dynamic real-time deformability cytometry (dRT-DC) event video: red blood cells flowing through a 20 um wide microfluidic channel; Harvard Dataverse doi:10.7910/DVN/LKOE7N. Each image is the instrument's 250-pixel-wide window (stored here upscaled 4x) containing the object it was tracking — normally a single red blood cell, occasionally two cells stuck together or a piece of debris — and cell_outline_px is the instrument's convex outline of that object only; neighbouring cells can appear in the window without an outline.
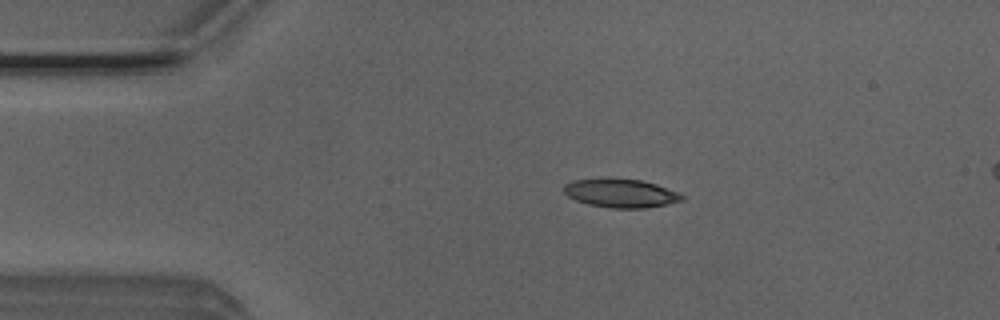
{"species": "Egyptian fruit bat (a non-hibernating species)", "species_latin": "Rousettus aegyptiacus", "temperature_condition": "room temperature", "stored_images_in_passage": 4, "camera_frame_rate_fps": 3000, "um_per_image_px": 0.085, "animal": {"sex": "male"}, "frame": {"image": 1, "passage_image": 2, "time_ms": 0.333, "image_size_px": [1000, 320], "cell_outline_px": [[684, 200], [644, 208], [608, 208], [588, 204], [576, 200], [568, 196], [564, 192], [564, 184], [572, 180], [640, 180], [656, 184], [680, 192], [684, 196]], "centroid_in_image_um": [52.79, 16.45], "position_along_channel_um": 32.2, "area_um2": 19.19}}